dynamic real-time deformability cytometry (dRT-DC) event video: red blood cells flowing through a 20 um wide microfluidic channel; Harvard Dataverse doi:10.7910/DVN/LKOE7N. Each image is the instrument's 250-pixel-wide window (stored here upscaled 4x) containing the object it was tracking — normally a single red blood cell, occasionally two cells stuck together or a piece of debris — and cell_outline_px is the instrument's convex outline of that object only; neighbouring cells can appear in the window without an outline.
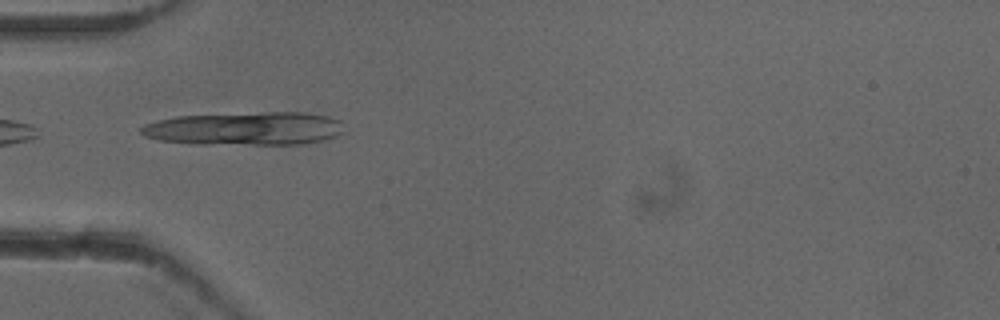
{"species": "common noctule bat (a hibernating species)", "species_latin": "Nyctalus noctula", "temperature_condition": "cold", "stored_images_in_passage": 34, "camera_frame_rate_fps": 3000, "um_per_image_px": 0.085, "animal": {"sex": "female"}, "frame": {"image": 1, "passage_image": 1, "time_ms": 0.0, "image_size_px": [1000, 320], "cell_outline_px": [[344, 132], [336, 136], [304, 144], [200, 144], [160, 140], [144, 136], [140, 132], [140, 128], [144, 124], [156, 120], [176, 116], [264, 112], [308, 112], [328, 116], [340, 120]], "centroid_in_image_um": [20.83, 10.92], "position_along_channel_um": 64.2, "area_um2": 39.48}}
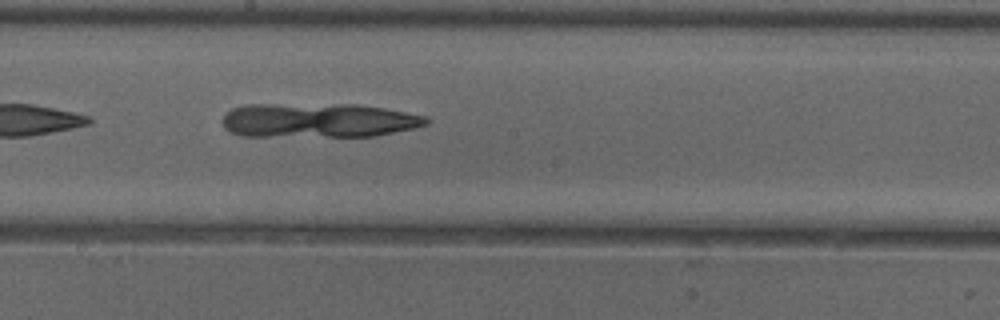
{"frame": {"image": 2, "passage_image": 13, "time_ms": 4.0, "image_size_px": [1000, 320], "cell_outline_px": [[428, 124], [412, 128], [376, 136], [240, 136], [228, 132], [224, 128], [224, 116], [232, 108], [248, 104], [360, 104], [384, 108], [424, 116], [428, 120]], "centroid_in_image_um": [27.02, 10.23], "position_along_channel_um": 221.2, "area_um2": 40.86}}
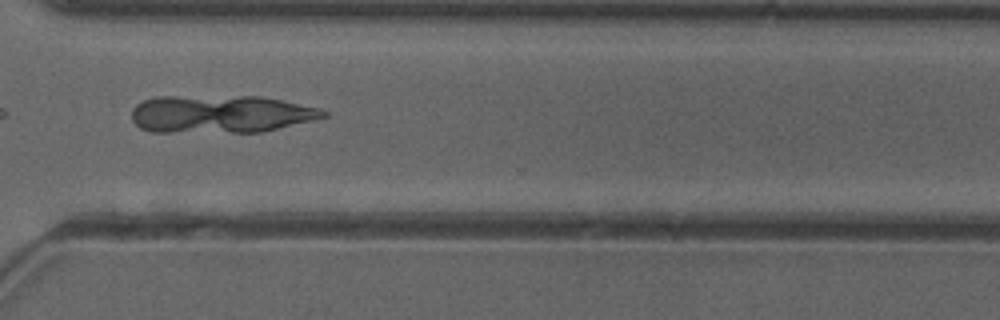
{"frame": {"image": 3, "passage_image": 23, "time_ms": 7.333, "image_size_px": [1000, 320], "cell_outline_px": [[328, 116], [312, 120], [260, 132], [152, 132], [140, 128], [132, 120], [132, 108], [136, 104], [144, 100], [156, 96], [260, 96], [320, 108], [328, 112]], "centroid_in_image_um": [18.71, 9.69], "position_along_channel_um": 351.9, "area_um2": 42.25}}